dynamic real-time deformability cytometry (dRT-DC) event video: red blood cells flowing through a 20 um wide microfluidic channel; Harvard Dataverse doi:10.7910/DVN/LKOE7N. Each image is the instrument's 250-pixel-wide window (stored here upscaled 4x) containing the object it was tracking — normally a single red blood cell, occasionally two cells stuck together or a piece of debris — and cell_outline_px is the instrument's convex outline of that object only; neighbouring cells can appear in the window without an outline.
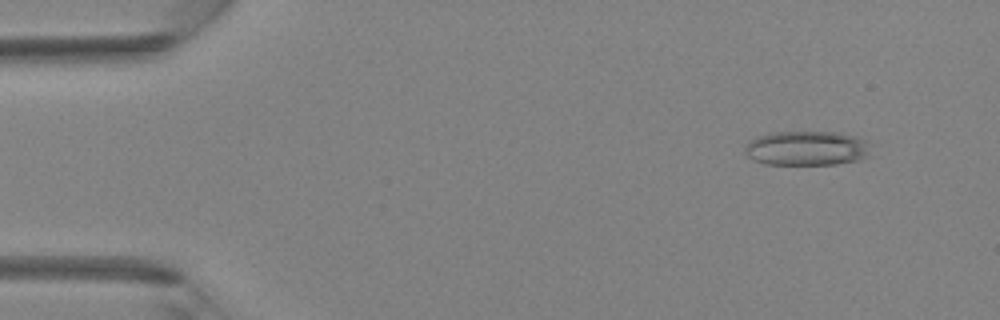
{"species": "Egyptian fruit bat (a non-hibernating species)", "species_latin": "Rousettus aegyptiacus", "temperature_condition": "room temperature", "stored_images_in_passage": 13, "camera_frame_rate_fps": 3000, "um_per_image_px": 0.085, "animal": {"sex": "female"}, "frame": {"image": 1, "passage_image": 4, "time_ms": 1.0, "image_size_px": [1000, 320], "cell_outline_px": [[872, 156], [860, 160], [836, 164], [764, 164], [748, 156], [744, 152], [744, 144], [756, 136], [772, 132], [836, 132], [856, 136], [872, 144]], "centroid_in_image_um": [68.63, 12.6], "position_along_channel_um": 16.4, "area_um2": 25.84}}